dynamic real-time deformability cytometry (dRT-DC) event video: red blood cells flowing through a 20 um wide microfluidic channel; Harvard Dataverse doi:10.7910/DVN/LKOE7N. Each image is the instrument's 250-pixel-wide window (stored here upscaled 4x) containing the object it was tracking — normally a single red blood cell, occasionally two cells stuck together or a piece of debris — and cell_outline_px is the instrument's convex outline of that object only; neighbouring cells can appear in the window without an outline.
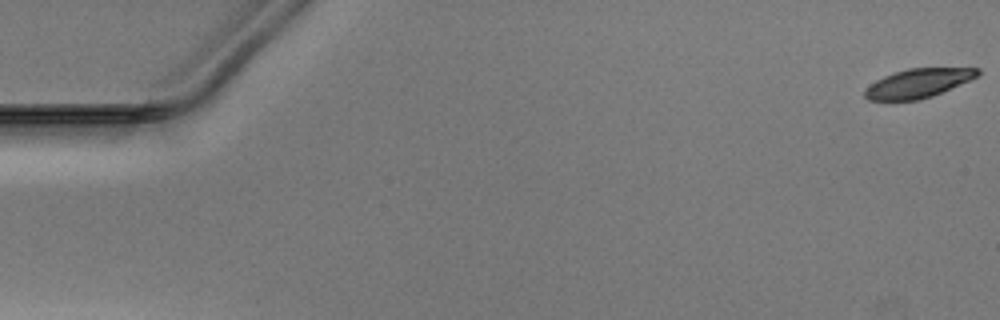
{"species": "Egyptian fruit bat (a non-hibernating species)", "species_latin": "Rousettus aegyptiacus", "temperature_condition": "warm", "stored_images_in_passage": 52, "camera_frame_rate_fps": 3000, "um_per_image_px": 0.085, "animal": {"sex": "male"}, "frame": {"image": 1, "passage_image": 1, "time_ms": 0.0, "image_size_px": [1000, 320], "cell_outline_px": [[980, 72], [976, 76], [968, 80], [932, 96], [920, 100], [868, 100], [864, 96], [864, 92], [876, 80], [884, 76], [908, 68], [980, 68]], "centroid_in_image_um": [78.02, 7.07], "position_along_channel_um": 7.0, "area_um2": 18.61}}
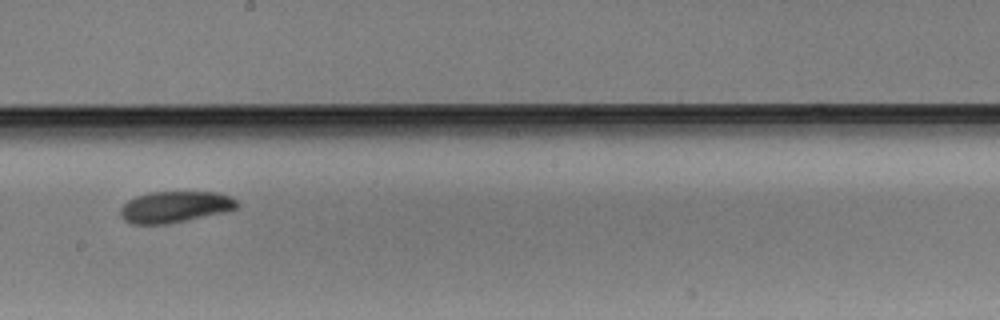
{"frame": {"image": 2, "passage_image": 30, "time_ms": 9.667, "image_size_px": [1000, 320], "cell_outline_px": [[240, 208], [228, 212], [168, 224], [132, 224], [124, 220], [120, 216], [120, 208], [128, 200], [136, 196], [152, 192], [216, 192], [232, 196], [240, 204]], "centroid_in_image_um": [14.93, 17.59], "position_along_channel_um": 233.3, "area_um2": 21.68}}
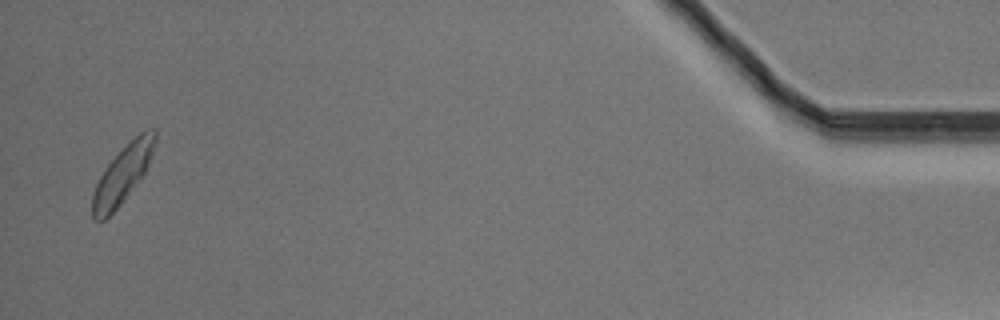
{"frame": {"image": 3, "passage_image": 51, "time_ms": 16.667, "image_size_px": [1000, 320], "cell_outline_px": [[156, 140], [148, 164], [140, 180], [120, 204], [104, 220], [96, 220], [92, 216], [92, 196], [96, 184], [100, 176], [108, 164], [140, 132], [148, 128], [156, 128]], "centroid_in_image_um": [10.43, 14.82], "position_along_channel_um": 424.8, "area_um2": 20.35}}